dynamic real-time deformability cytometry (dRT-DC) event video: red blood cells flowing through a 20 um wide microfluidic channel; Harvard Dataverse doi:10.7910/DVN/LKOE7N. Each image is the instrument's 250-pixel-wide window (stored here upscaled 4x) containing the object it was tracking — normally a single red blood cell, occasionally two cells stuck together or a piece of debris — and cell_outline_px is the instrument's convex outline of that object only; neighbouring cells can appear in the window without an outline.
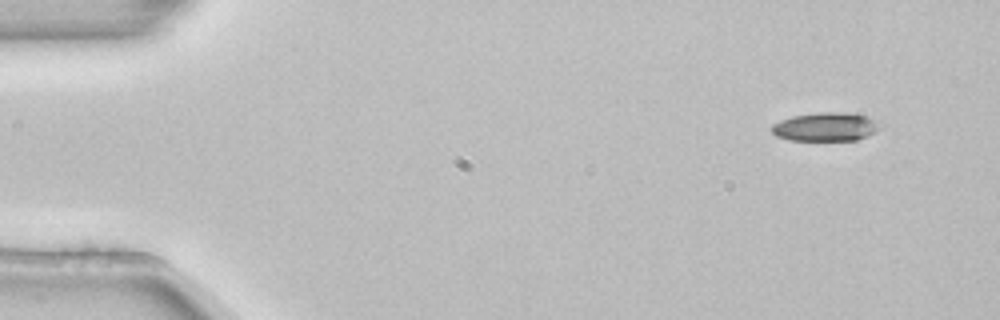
{"species": "common noctule bat (a hibernating species)", "species_latin": "Nyctalus noctula", "temperature_condition": "room temperature", "stored_images_in_passage": 4, "camera_frame_rate_fps": 3000, "um_per_image_px": 0.085, "animal": {"sex": "female", "body_mass_g": 22.7, "forearm_length_mm": 54.2}, "frame": {"image": 1, "passage_image": 1, "time_ms": 0.0, "image_size_px": [1000, 320], "cell_outline_px": [[888, 124], [876, 132], [856, 140], [788, 140], [776, 136], [768, 128], [772, 124], [780, 120], [792, 116], [816, 112], [844, 112], [864, 116]], "centroid_in_image_um": [70.2, 10.77], "position_along_channel_um": 14.8, "area_um2": 18.5}}
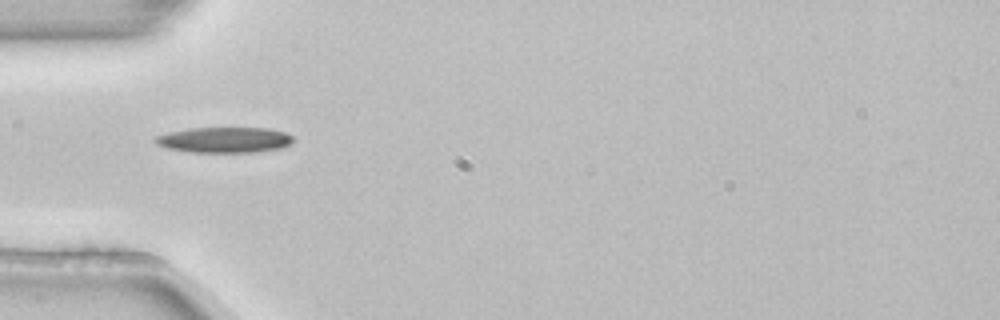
{"frame": {"image": 2, "passage_image": 4, "time_ms": 1.0, "image_size_px": [1000, 320], "cell_outline_px": [[296, 140], [280, 148], [256, 152], [192, 152], [164, 148], [156, 144], [152, 140], [156, 136], [168, 132], [192, 128], [268, 128], [284, 132], [292, 136]], "centroid_in_image_um": [19.04, 11.89], "position_along_channel_um": 66.0, "area_um2": 20.63}}